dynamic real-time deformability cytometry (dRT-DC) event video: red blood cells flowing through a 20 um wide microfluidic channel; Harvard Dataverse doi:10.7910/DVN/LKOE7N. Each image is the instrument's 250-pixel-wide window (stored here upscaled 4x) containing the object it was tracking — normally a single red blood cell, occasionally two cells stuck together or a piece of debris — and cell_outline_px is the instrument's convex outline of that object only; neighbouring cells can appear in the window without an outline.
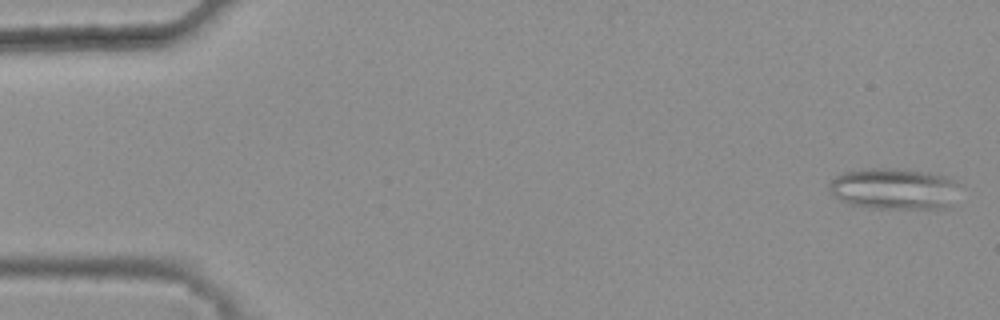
{"species": "common noctule bat (a hibernating species)", "species_latin": "Nyctalus noctula", "temperature_condition": "warm", "stored_images_in_passage": 43, "camera_frame_rate_fps": 3000, "um_per_image_px": 0.085, "animal": {"sex": "female", "body_mass_g": 25.1}, "frame": {"image": 1, "passage_image": 2, "time_ms": 0.333, "image_size_px": [1000, 320], "cell_outline_px": [[960, 184], [948, 204], [944, 208], [868, 208], [848, 204], [840, 200], [828, 188], [828, 184], [836, 176], [844, 172], [864, 168], [896, 168], [928, 172], [944, 176]], "centroid_in_image_um": [75.93, 16.03], "position_along_channel_um": 9.1, "area_um2": 31.15}}
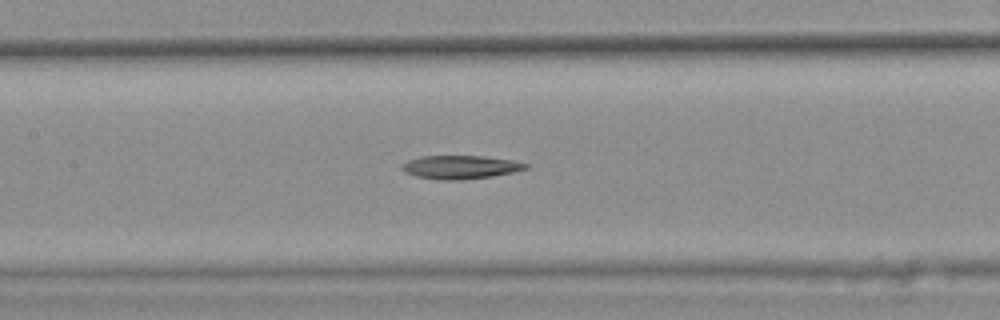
{"frame": {"image": 2, "passage_image": 25, "time_ms": 8.0, "image_size_px": [1000, 320], "cell_outline_px": [[528, 168], [512, 172], [492, 176], [460, 180], [440, 180], [416, 176], [404, 172], [400, 168], [400, 164], [408, 160], [420, 156], [484, 156], [512, 160], [528, 164]], "centroid_in_image_um": [39.08, 14.2], "position_along_channel_um": 168.3, "area_um2": 16.94}}
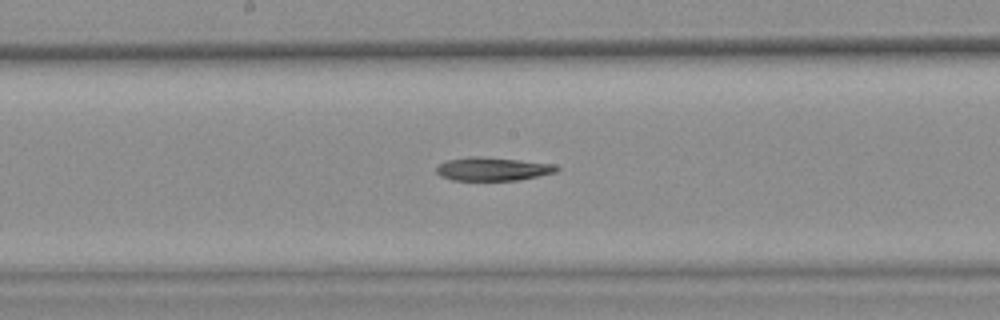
{"frame": {"image": 3, "passage_image": 28, "time_ms": 9.0, "image_size_px": [1000, 320], "cell_outline_px": [[560, 168], [556, 172], [520, 180], [452, 180], [440, 176], [436, 172], [436, 168], [440, 164], [448, 160], [468, 156], [480, 156], [520, 160], [556, 164]], "centroid_in_image_um": [41.89, 14.36], "position_along_channel_um": 206.3, "area_um2": 16.47}}